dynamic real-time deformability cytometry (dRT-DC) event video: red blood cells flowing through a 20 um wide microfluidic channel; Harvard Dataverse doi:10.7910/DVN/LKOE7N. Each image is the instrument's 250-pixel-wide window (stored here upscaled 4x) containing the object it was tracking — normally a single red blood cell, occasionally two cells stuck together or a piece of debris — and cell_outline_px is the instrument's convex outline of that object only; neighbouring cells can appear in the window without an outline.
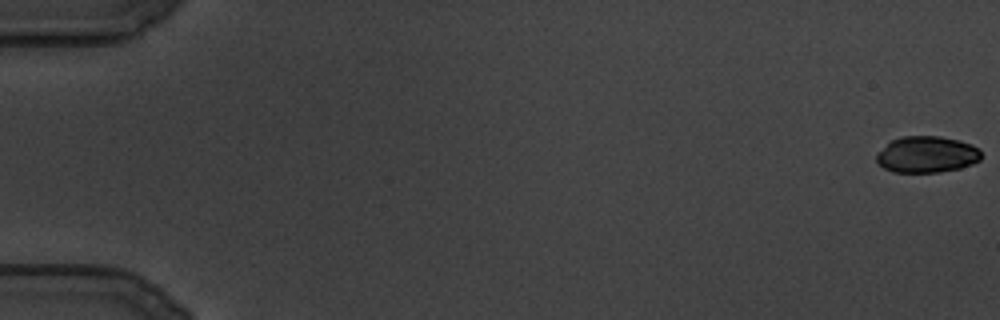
{"species": "common noctule bat (a hibernating species)", "species_latin": "Nyctalus noctula", "temperature_condition": "cold", "stored_images_in_passage": 23, "camera_frame_rate_fps": 3000, "um_per_image_px": 0.085, "animal": {"sex": "male", "body_mass_g": 19.5, "forearm_length_mm": 54.6}, "frame": {"image": 1, "passage_image": 1, "time_ms": 0.0, "image_size_px": [1000, 320], "cell_outline_px": [[980, 160], [972, 164], [960, 168], [940, 172], [892, 172], [884, 168], [876, 160], [876, 152], [892, 140], [900, 136], [940, 136], [960, 140], [972, 144], [980, 148]], "centroid_in_image_um": [78.78, 13.12], "position_along_channel_um": 6.2, "area_um2": 22.43}}